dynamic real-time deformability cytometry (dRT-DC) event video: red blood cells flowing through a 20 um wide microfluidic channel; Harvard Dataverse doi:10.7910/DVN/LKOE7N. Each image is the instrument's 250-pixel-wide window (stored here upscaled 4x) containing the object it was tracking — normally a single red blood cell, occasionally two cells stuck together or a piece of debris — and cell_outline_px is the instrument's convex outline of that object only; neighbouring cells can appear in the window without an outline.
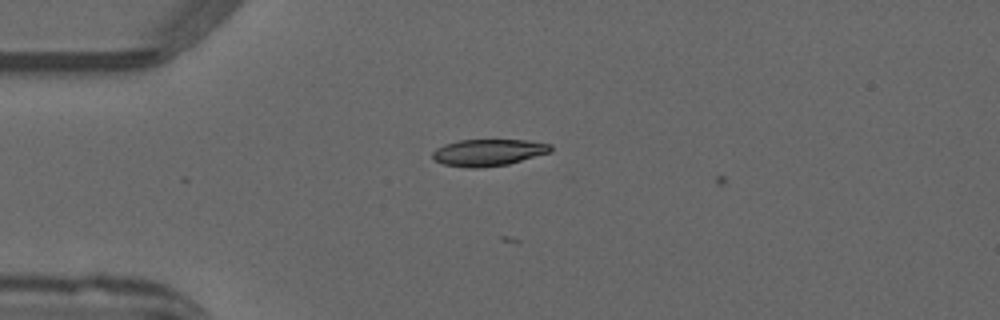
{"species": "common noctule bat (a hibernating species)", "species_latin": "Nyctalus noctula", "temperature_condition": "warm", "stored_images_in_passage": 5, "camera_frame_rate_fps": 3000, "um_per_image_px": 0.085, "animal": {"sex": "male", "forearm_length_mm": 52.5}, "frame": {"image": 1, "passage_image": 3, "time_ms": 0.667, "image_size_px": [1000, 320], "cell_outline_px": [[552, 152], [508, 164], [480, 168], [468, 168], [444, 164], [436, 160], [432, 156], [432, 152], [436, 148], [444, 144], [460, 140], [524, 140], [552, 144]], "centroid_in_image_um": [41.52, 12.96], "position_along_channel_um": 43.5, "area_um2": 18.44}}